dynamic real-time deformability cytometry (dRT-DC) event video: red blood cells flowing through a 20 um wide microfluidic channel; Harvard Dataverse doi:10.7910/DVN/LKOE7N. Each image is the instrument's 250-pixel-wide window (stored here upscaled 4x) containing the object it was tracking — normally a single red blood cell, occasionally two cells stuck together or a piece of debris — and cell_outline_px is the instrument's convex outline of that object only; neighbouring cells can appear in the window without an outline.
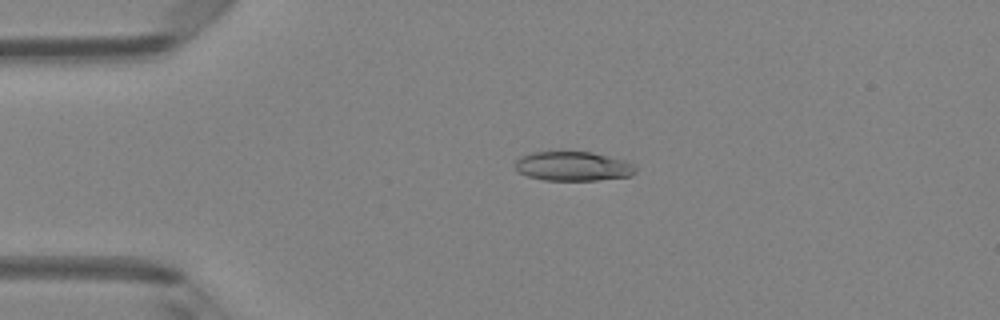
{"species": "Egyptian fruit bat (a non-hibernating species)", "species_latin": "Rousettus aegyptiacus", "temperature_condition": "room temperature", "stored_images_in_passage": 49, "camera_frame_rate_fps": 3000, "um_per_image_px": 0.085, "animal": {"sex": "female"}, "frame": {"image": 1, "passage_image": 11, "time_ms": 3.333, "image_size_px": [1000, 320], "cell_outline_px": [[636, 172], [632, 176], [596, 180], [544, 180], [528, 176], [520, 172], [516, 168], [516, 160], [520, 156], [532, 152], [592, 152], [624, 160], [632, 164], [636, 168]], "centroid_in_image_um": [48.72, 14.13], "position_along_channel_um": 36.3, "area_um2": 20.46}}
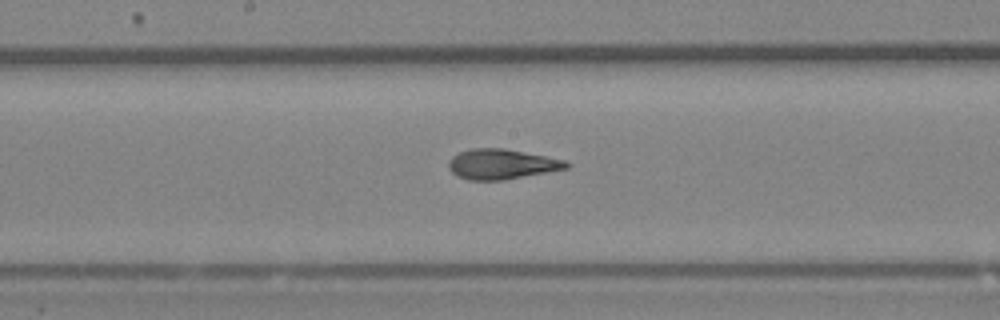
{"frame": {"image": 2, "passage_image": 26, "time_ms": 8.333, "image_size_px": [1000, 320], "cell_outline_px": [[572, 164], [568, 168], [504, 180], [468, 180], [456, 176], [448, 168], [448, 160], [452, 156], [460, 152], [472, 148], [504, 148], [564, 160]], "centroid_in_image_um": [42.6, 13.96], "position_along_channel_um": 205.6, "area_um2": 20.63}}
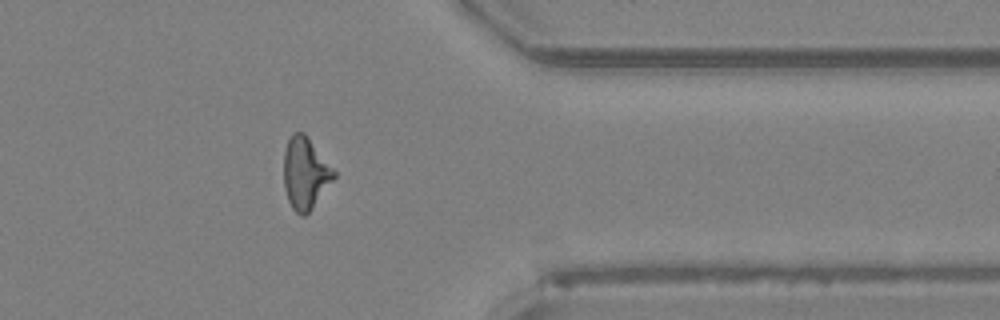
{"frame": {"image": 3, "passage_image": 40, "time_ms": 13.0, "image_size_px": [1000, 320], "cell_outline_px": [[336, 176], [312, 208], [304, 216], [300, 216], [292, 208], [288, 200], [284, 188], [284, 152], [288, 140], [292, 132], [304, 132], [336, 172]], "centroid_in_image_um": [25.93, 14.72], "position_along_channel_um": 385.5, "area_um2": 20.81}, "authors_computed_cell_mechanics": {"area_um2": 20.8658, "velocity_mm_per_s": 4.1151, "shape_relaxation_time_tau1_ms": 4.5025, "shape_relaxation_time_tau2_ms": 1.4422, "deformation_change_tau1": 0.183, "deformation_change_tau2": 0.101}}